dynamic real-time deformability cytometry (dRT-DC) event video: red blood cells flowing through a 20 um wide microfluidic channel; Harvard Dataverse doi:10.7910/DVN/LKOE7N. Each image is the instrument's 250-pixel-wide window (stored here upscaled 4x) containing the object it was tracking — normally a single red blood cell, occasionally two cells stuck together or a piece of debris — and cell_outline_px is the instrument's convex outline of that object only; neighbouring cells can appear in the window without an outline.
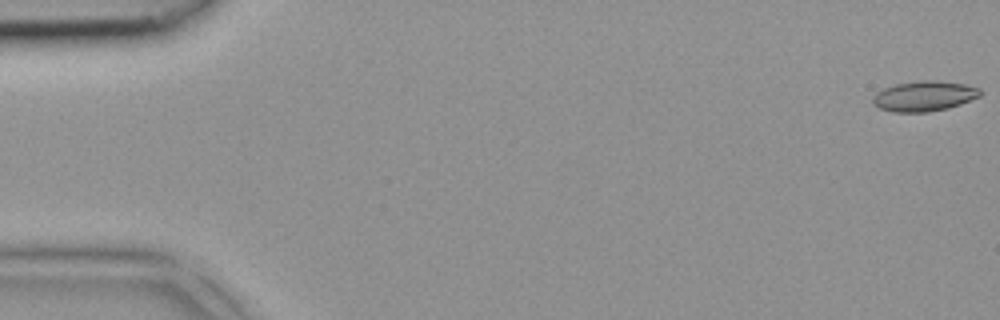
{"species": "common noctule bat (a hibernating species)", "species_latin": "Nyctalus noctula", "temperature_condition": "room temperature", "stored_images_in_passage": 5, "camera_frame_rate_fps": 3000, "um_per_image_px": 0.085, "animal": {"sex": "female", "body_mass_g": 18.4}, "frame": {"image": 1, "passage_image": 1, "time_ms": 0.0, "image_size_px": [1000, 320], "cell_outline_px": [[980, 96], [960, 104], [948, 108], [928, 112], [892, 112], [880, 108], [872, 104], [872, 100], [876, 92], [884, 88], [896, 84], [924, 80], [928, 80], [964, 84], [980, 88]], "centroid_in_image_um": [78.53, 8.18], "position_along_channel_um": 6.5, "area_um2": 18.73}}
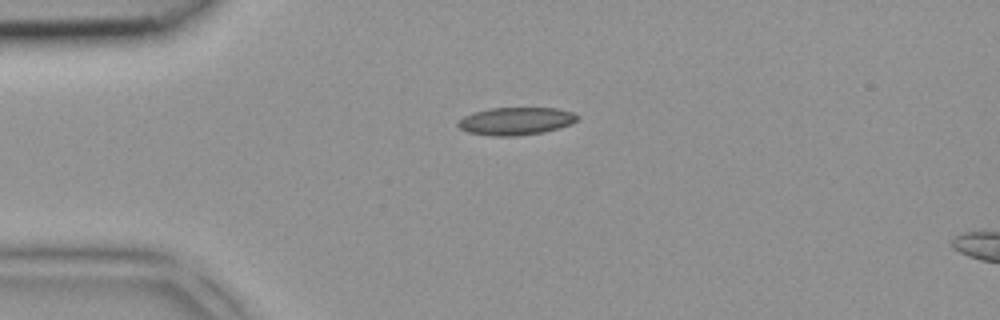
{"frame": {"image": 2, "passage_image": 4, "time_ms": 1.0, "image_size_px": [1000, 320], "cell_outline_px": [[580, 116], [572, 124], [544, 132], [516, 136], [492, 136], [468, 132], [460, 128], [456, 124], [464, 116], [472, 112], [488, 108], [556, 108], [572, 112]], "centroid_in_image_um": [43.84, 10.29], "position_along_channel_um": 41.2, "area_um2": 19.31}}